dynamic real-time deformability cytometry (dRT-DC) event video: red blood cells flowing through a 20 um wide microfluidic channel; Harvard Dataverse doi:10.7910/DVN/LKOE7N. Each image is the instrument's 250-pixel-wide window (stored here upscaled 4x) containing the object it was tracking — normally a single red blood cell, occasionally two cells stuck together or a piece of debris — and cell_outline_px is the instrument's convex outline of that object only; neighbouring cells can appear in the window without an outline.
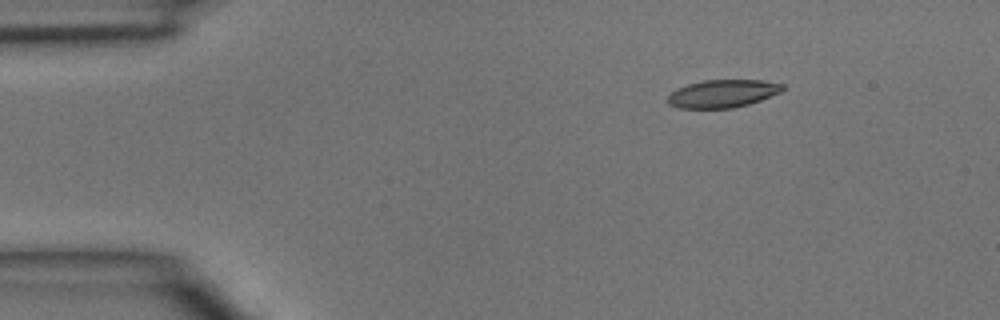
{"species": "common noctule bat (a hibernating species)", "species_latin": "Nyctalus noctula", "temperature_condition": "room temperature", "stored_images_in_passage": 40, "camera_frame_rate_fps": 3000, "um_per_image_px": 0.085, "animal": {"sex": "male", "body_mass_g": 15.6}, "frame": {"image": 1, "passage_image": 1, "time_ms": 0.0, "image_size_px": [1000, 320], "cell_outline_px": [[784, 88], [780, 92], [760, 100], [748, 104], [732, 108], [680, 108], [668, 104], [668, 96], [676, 88], [688, 84], [704, 80], [760, 80], [784, 84]], "centroid_in_image_um": [61.41, 7.95], "position_along_channel_um": 23.6, "area_um2": 18.5}}
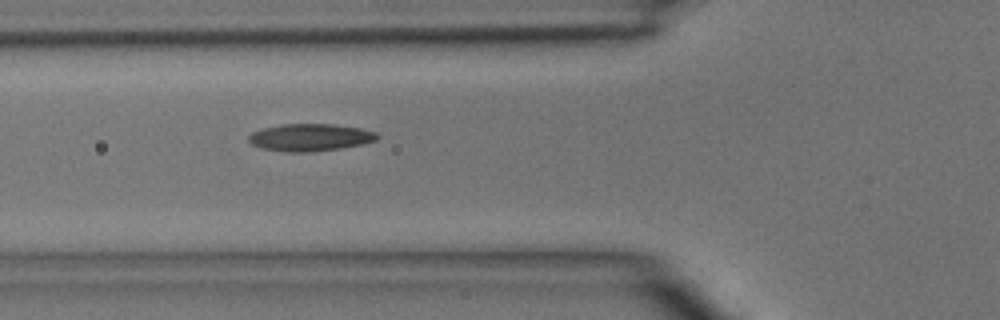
{"frame": {"image": 2, "passage_image": 11, "time_ms": 3.333, "image_size_px": [1000, 320], "cell_outline_px": [[380, 136], [376, 140], [360, 144], [340, 148], [312, 152], [288, 152], [260, 148], [252, 144], [248, 140], [248, 136], [252, 132], [264, 128], [280, 124], [336, 124], [360, 128], [376, 132]], "centroid_in_image_um": [26.35, 11.67], "position_along_channel_um": 99.5, "area_um2": 20.46}}
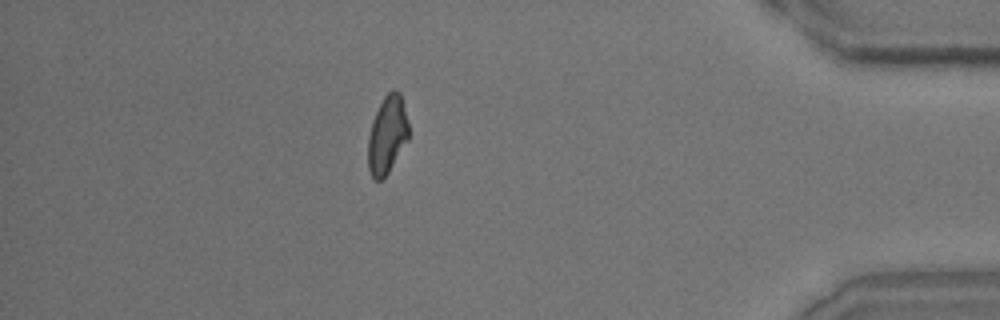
{"frame": {"image": 3, "passage_image": 35, "time_ms": 11.333, "image_size_px": [1000, 320], "cell_outline_px": [[408, 140], [388, 172], [380, 180], [372, 180], [368, 168], [368, 136], [372, 120], [384, 96], [392, 88], [396, 88], [400, 92], [408, 124]], "centroid_in_image_um": [32.9, 11.45], "position_along_channel_um": 402.3, "area_um2": 18.38}}